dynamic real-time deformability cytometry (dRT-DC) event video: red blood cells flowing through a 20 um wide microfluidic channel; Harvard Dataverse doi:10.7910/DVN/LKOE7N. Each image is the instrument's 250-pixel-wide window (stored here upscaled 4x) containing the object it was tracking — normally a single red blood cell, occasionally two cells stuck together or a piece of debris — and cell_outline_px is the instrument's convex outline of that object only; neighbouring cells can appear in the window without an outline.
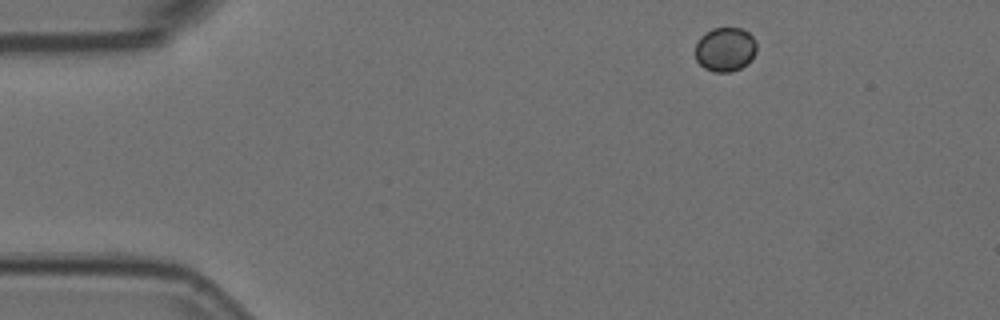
{"species": "Egyptian fruit bat (a non-hibernating species)", "species_latin": "Rousettus aegyptiacus", "temperature_condition": "room temperature", "stored_images_in_passage": 3, "camera_frame_rate_fps": 3000, "um_per_image_px": 0.085, "animal": {"sex": "female"}, "frame": {"image": 1, "passage_image": 1, "time_ms": 0.0, "image_size_px": [1000, 320], "cell_outline_px": [[756, 52], [752, 60], [740, 68], [728, 72], [712, 72], [704, 68], [696, 60], [696, 44], [700, 36], [704, 32], [712, 28], [744, 28], [752, 36], [756, 44]], "centroid_in_image_um": [61.64, 4.19], "position_along_channel_um": 23.4, "area_um2": 15.95}}